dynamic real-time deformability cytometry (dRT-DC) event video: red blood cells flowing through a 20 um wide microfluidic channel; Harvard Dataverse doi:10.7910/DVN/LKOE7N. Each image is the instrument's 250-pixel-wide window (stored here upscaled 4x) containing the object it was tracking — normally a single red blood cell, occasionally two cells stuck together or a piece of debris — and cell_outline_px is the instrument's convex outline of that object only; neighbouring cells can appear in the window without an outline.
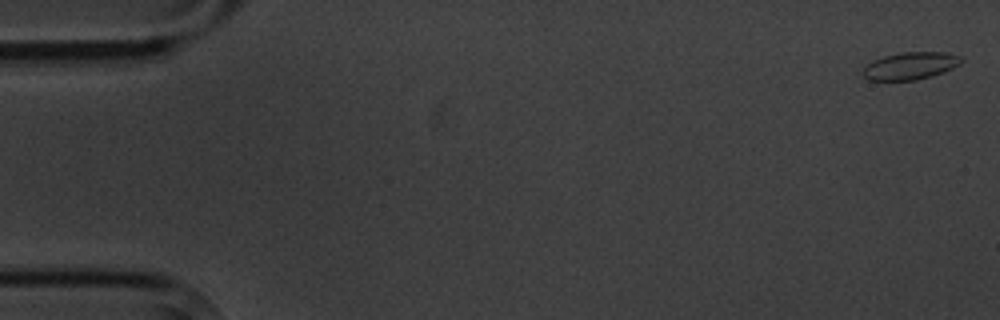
{"species": "common noctule bat (a hibernating species)", "species_latin": "Nyctalus noctula", "temperature_condition": "cold", "stored_images_in_passage": 6, "camera_frame_rate_fps": 3000, "um_per_image_px": 0.085, "animal": {"sex": "male", "body_mass_g": 20.1, "forearm_length_mm": 53.5}, "frame": {"image": 1, "passage_image": 1, "time_ms": 0.0, "image_size_px": [1000, 320], "cell_outline_px": [[964, 60], [960, 64], [944, 72], [932, 76], [916, 80], [868, 80], [860, 72], [872, 60], [884, 56], [900, 52], [948, 52], [964, 56]], "centroid_in_image_um": [77.42, 5.58], "position_along_channel_um": 7.6, "area_um2": 15.95}}